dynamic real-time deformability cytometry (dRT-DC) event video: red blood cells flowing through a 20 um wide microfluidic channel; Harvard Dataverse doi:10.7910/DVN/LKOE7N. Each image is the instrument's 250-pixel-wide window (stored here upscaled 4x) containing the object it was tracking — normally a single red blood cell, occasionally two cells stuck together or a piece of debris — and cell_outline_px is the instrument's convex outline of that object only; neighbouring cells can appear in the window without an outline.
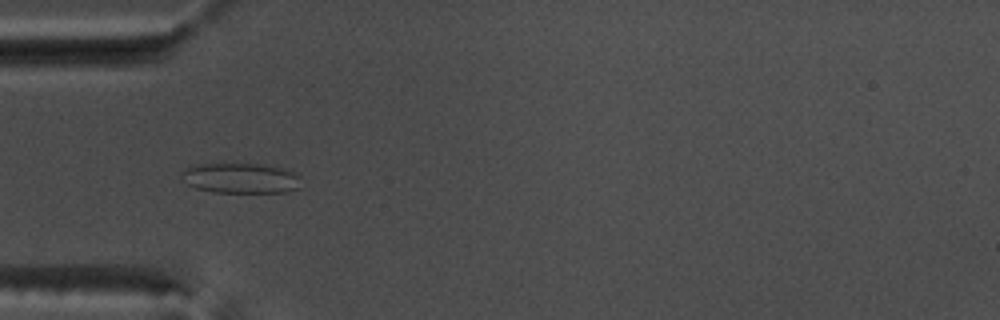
{"species": "common noctule bat (a hibernating species)", "species_latin": "Nyctalus noctula", "temperature_condition": "warm", "stored_images_in_passage": 38, "camera_frame_rate_fps": 3000, "um_per_image_px": 0.085, "animal": {"sex": "male", "body_mass_g": 17.5, "forearm_length_mm": 52.3}, "frame": {"image": 1, "passage_image": 2, "time_ms": 0.333, "image_size_px": [1000, 320], "cell_outline_px": [[300, 188], [288, 192], [212, 192], [196, 188], [188, 184], [180, 176], [188, 168], [196, 164], [272, 164], [296, 172], [300, 176]], "centroid_in_image_um": [20.55, 15.14], "position_along_channel_um": 64.5, "area_um2": 21.27}}
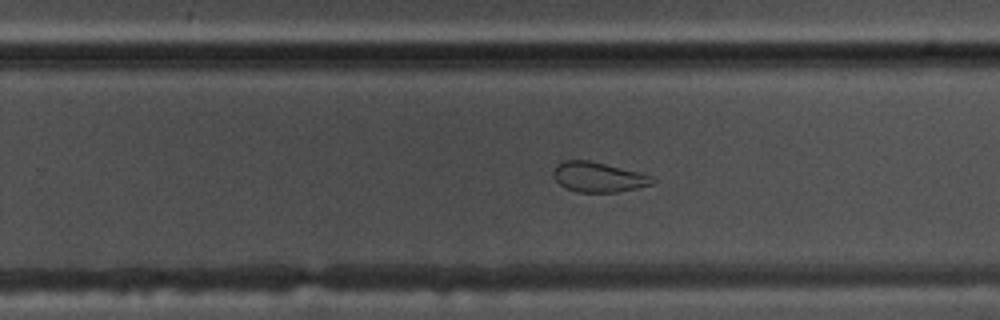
{"frame": {"image": 2, "passage_image": 19, "time_ms": 6.0, "image_size_px": [1000, 320], "cell_outline_px": [[656, 180], [652, 184], [636, 188], [616, 192], [576, 192], [564, 188], [552, 176], [552, 172], [556, 164], [560, 160], [588, 160], [640, 172], [652, 176]], "centroid_in_image_um": [50.81, 15.04], "position_along_channel_um": 279.0, "area_um2": 17.46}}
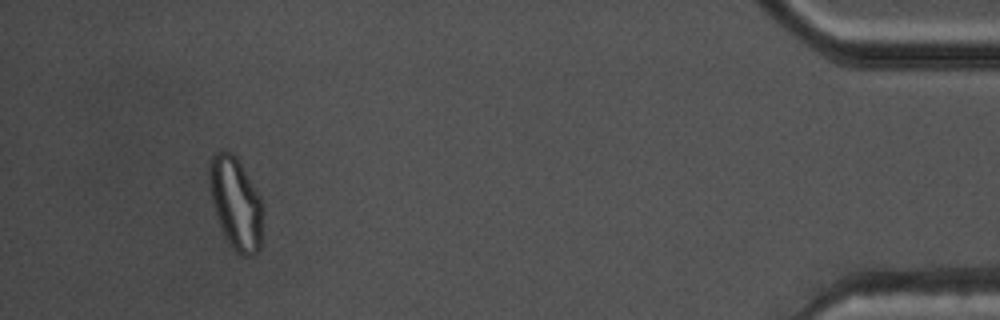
{"frame": {"image": 3, "passage_image": 35, "time_ms": 11.333, "image_size_px": [1000, 320], "cell_outline_px": [[264, 212], [260, 248], [252, 256], [244, 256], [236, 252], [232, 248], [224, 236], [216, 216], [212, 204], [208, 176], [212, 156], [216, 152], [224, 148], [232, 152], [236, 156], [260, 196]], "centroid_in_image_um": [20.05, 17.28], "position_along_channel_um": 415.2, "area_um2": 29.07}, "authors_computed_cell_mechanics": {"area_um2": 19.1318, "velocity_mm_per_s": 3.8046, "shape_relaxation_time_tau1_ms": null, "shape_relaxation_time_tau2_ms": 1.3748, "deformation_change_tau1": null, "deformation_change_tau2": 0.0885}}